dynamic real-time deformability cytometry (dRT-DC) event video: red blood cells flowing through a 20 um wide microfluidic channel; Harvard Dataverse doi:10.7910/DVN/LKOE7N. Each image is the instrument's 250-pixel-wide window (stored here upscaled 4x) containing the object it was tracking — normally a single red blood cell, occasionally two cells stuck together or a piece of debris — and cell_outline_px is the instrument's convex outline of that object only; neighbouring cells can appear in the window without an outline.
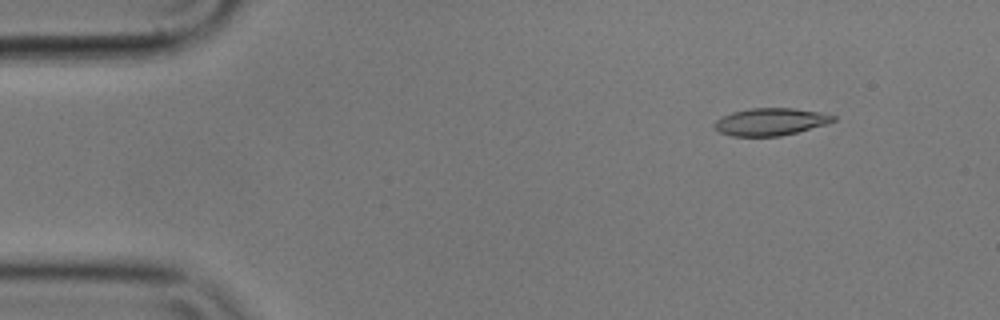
{"species": "common noctule bat (a hibernating species)", "species_latin": "Nyctalus noctula", "temperature_condition": "cold", "stored_images_in_passage": 8, "camera_frame_rate_fps": 3000, "um_per_image_px": 0.085, "animal": {"sex": "male", "body_mass_g": 17.9}, "frame": {"image": 1, "passage_image": 2, "time_ms": 0.333, "image_size_px": [1000, 320], "cell_outline_px": [[836, 120], [828, 124], [780, 136], [732, 136], [720, 132], [712, 124], [716, 120], [732, 112], [748, 108], [792, 108], [820, 112], [836, 116]], "centroid_in_image_um": [65.51, 10.34], "position_along_channel_um": 19.5, "area_um2": 18.9}}
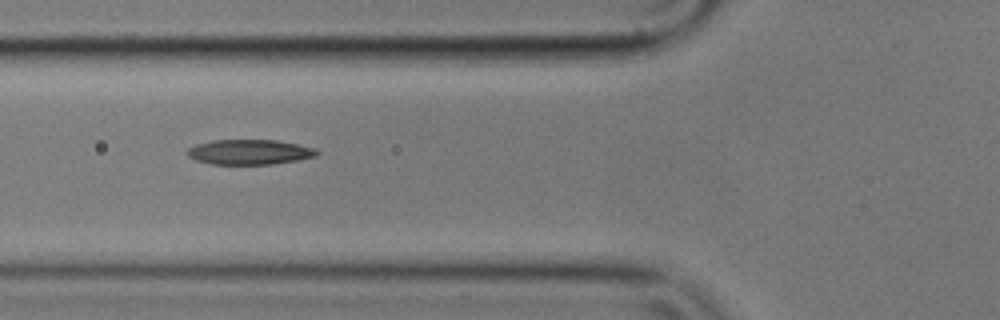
{"frame": {"image": 2, "passage_image": 6, "time_ms": 1.667, "image_size_px": [1000, 320], "cell_outline_px": [[320, 152], [316, 156], [296, 160], [272, 164], [212, 164], [196, 160], [188, 156], [184, 152], [188, 148], [196, 144], [212, 140], [276, 140], [316, 148]], "centroid_in_image_um": [21.18, 12.92], "position_along_channel_um": 104.6, "area_um2": 18.9}}
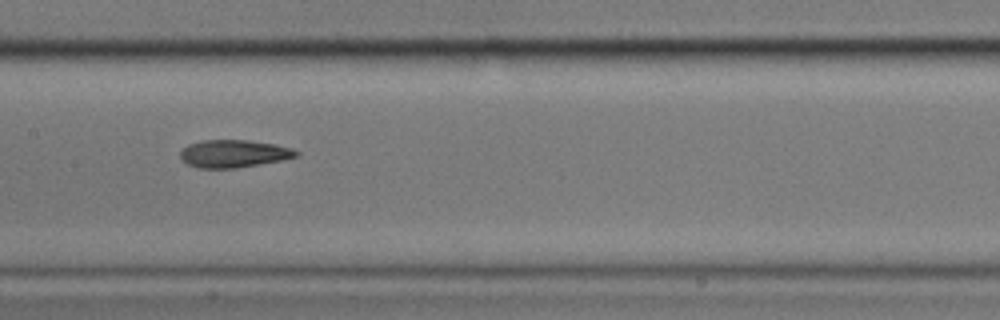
{"frame": {"image": 3, "passage_image": 8, "time_ms": 2.333, "image_size_px": [1000, 320], "cell_outline_px": [[300, 156], [284, 160], [236, 168], [200, 168], [188, 164], [180, 156], [180, 152], [188, 144], [204, 140], [248, 140], [276, 144], [292, 148], [300, 152]], "centroid_in_image_um": [19.93, 13.06], "position_along_channel_um": 187.5, "area_um2": 18.73}}